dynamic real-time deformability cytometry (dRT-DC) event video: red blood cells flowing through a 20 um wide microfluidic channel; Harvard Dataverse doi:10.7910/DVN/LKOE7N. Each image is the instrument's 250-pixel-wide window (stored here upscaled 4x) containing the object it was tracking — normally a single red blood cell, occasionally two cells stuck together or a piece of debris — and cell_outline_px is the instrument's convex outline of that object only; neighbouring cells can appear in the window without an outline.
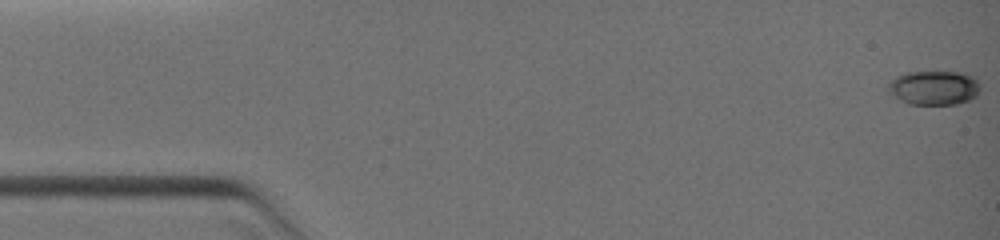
{"species": "common noctule bat (a hibernating species)", "species_latin": "Nyctalus noctula", "temperature_condition": "warm", "stored_images_in_passage": 9, "camera_frame_rate_fps": 3000, "um_per_image_px": 0.085, "animal": {"sex": "female", "body_mass_g": 19.0, "forearm_length_mm": 51.5}, "frame": {"image": 1, "passage_image": 1, "time_ms": 0.0, "image_size_px": [1000, 240], "cell_outline_px": [[980, 88], [976, 96], [968, 100], [956, 104], [908, 104], [900, 100], [888, 92], [888, 84], [896, 76], [904, 72], [964, 72], [972, 76], [980, 84]], "centroid_in_image_um": [79.38, 7.45], "position_along_channel_um": 5.6, "area_um2": 18.44}}
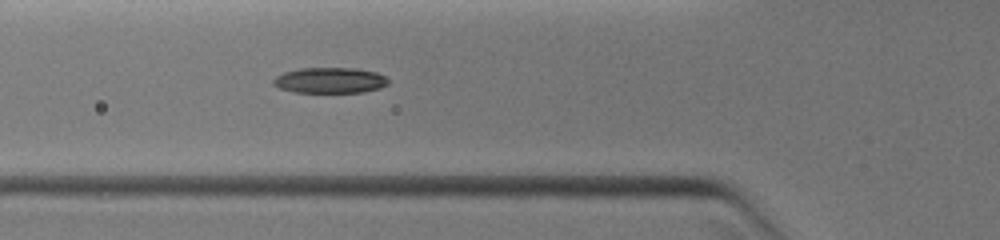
{"frame": {"image": 2, "passage_image": 7, "time_ms": 4.667, "image_size_px": [1000, 240], "cell_outline_px": [[388, 84], [380, 88], [364, 92], [292, 92], [280, 88], [272, 84], [272, 80], [276, 76], [284, 72], [300, 68], [356, 68], [376, 72], [384, 76], [388, 80]], "centroid_in_image_um": [28.03, 6.83], "position_along_channel_um": 97.8, "area_um2": 17.22}}
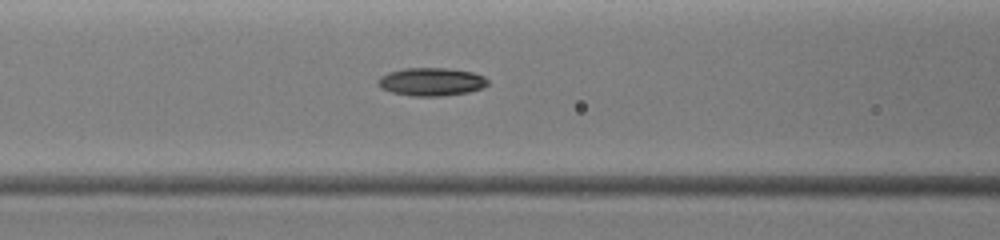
{"frame": {"image": 3, "passage_image": 9, "time_ms": 5.333, "image_size_px": [1000, 240], "cell_outline_px": [[488, 84], [484, 88], [468, 92], [444, 96], [412, 96], [392, 92], [380, 88], [376, 84], [376, 80], [380, 76], [388, 72], [404, 68], [444, 68], [472, 72], [484, 76], [488, 80]], "centroid_in_image_um": [36.64, 6.95], "position_along_channel_um": 130.0, "area_um2": 18.15}}